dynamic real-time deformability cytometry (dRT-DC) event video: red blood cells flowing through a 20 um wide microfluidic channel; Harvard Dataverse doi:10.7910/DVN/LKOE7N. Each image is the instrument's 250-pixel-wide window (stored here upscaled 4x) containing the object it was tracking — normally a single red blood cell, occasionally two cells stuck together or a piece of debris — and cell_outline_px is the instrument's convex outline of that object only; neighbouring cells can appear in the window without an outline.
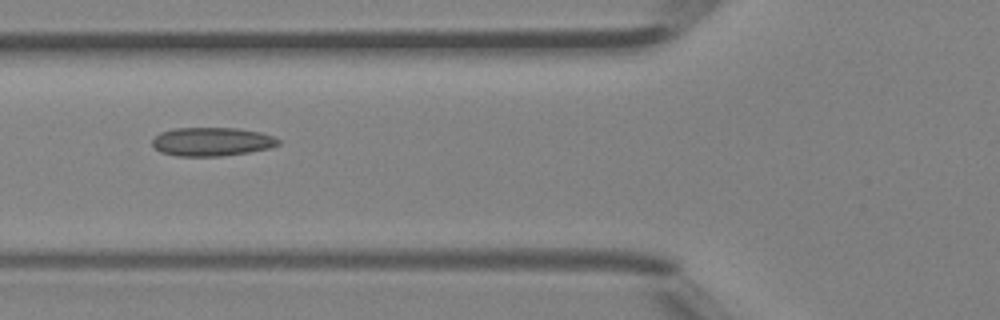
{"species": "Egyptian fruit bat (a non-hibernating species)", "species_latin": "Rousettus aegyptiacus", "temperature_condition": "room temperature", "stored_images_in_passage": 5, "camera_frame_rate_fps": 3000, "um_per_image_px": 0.085, "animal": {"sex": "female"}, "frame": {"image": 1, "passage_image": 5, "time_ms": 1.333, "image_size_px": [1000, 320], "cell_outline_px": [[280, 144], [272, 148], [248, 152], [220, 156], [176, 156], [160, 152], [152, 144], [152, 140], [160, 132], [172, 128], [236, 128], [260, 132], [272, 136], [280, 140]], "centroid_in_image_um": [18.01, 12.04], "position_along_channel_um": 107.8, "area_um2": 21.1}}